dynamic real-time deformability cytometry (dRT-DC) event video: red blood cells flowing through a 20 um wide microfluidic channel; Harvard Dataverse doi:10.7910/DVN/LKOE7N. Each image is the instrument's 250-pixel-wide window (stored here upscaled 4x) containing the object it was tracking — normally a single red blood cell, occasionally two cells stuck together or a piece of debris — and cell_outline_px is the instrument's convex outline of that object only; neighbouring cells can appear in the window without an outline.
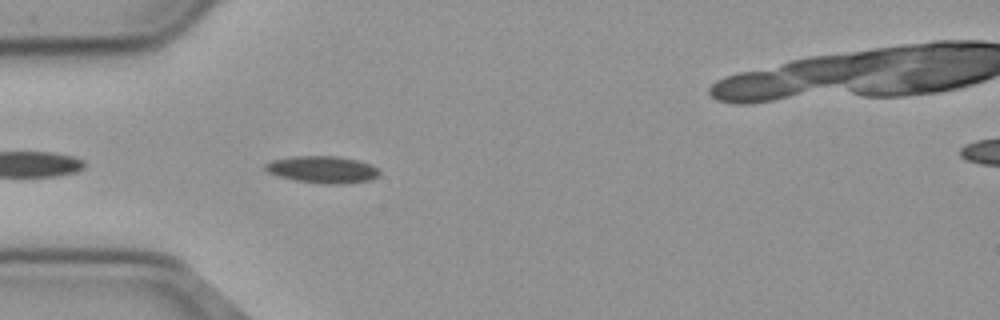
{"species": "common noctule bat (a hibernating species)", "species_latin": "Nyctalus noctula", "temperature_condition": "cold", "stored_images_in_passage": 38, "camera_frame_rate_fps": 3000, "um_per_image_px": 0.085, "animal": {"sex": "male", "body_mass_g": 23.1, "forearm_length_mm": 52.7}, "frame": {"image": 1, "passage_image": 3, "time_ms": 0.667, "image_size_px": [1000, 320], "cell_outline_px": [[380, 172], [376, 176], [368, 180], [340, 184], [328, 184], [296, 180], [276, 176], [268, 172], [264, 168], [264, 164], [272, 160], [292, 156], [340, 156], [372, 164]], "centroid_in_image_um": [27.37, 14.4], "position_along_channel_um": 57.6, "area_um2": 17.86}}
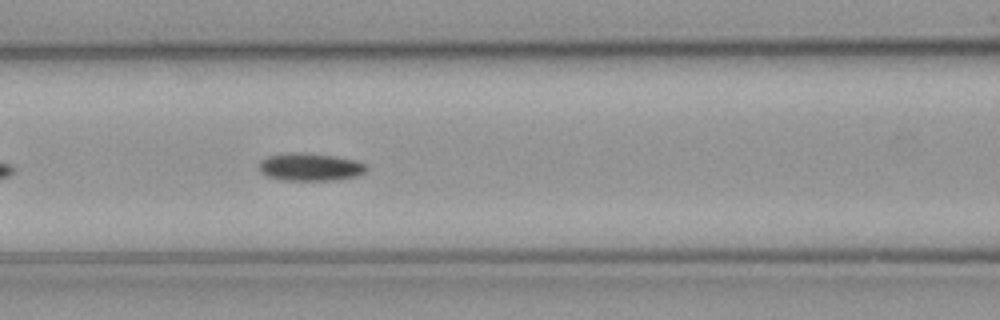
{"frame": {"image": 2, "passage_image": 10, "time_ms": 3.0, "image_size_px": [1000, 320], "cell_outline_px": [[368, 168], [364, 172], [356, 176], [336, 180], [280, 180], [268, 176], [260, 172], [260, 164], [268, 156], [288, 152], [304, 152], [332, 156], [356, 160], [364, 164]], "centroid_in_image_um": [26.37, 14.19], "position_along_channel_um": 140.2, "area_um2": 17.22}}
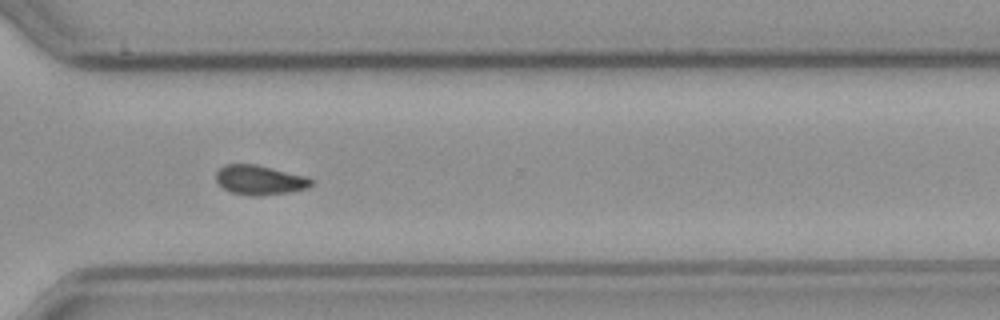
{"frame": {"image": 3, "passage_image": 27, "time_ms": 8.667, "image_size_px": [1000, 320], "cell_outline_px": [[312, 184], [308, 188], [288, 192], [260, 196], [252, 196], [232, 192], [224, 188], [216, 180], [216, 172], [224, 164], [256, 164], [308, 176], [312, 180]], "centroid_in_image_um": [22.09, 15.29], "position_along_channel_um": 348.5, "area_um2": 16.42}, "authors_computed_cell_mechanics": {"area_um2": 16.8487, "velocity_mm_per_s": 3.6819, "shape_relaxation_time_tau1_ms": 10.3705, "shape_relaxation_time_tau2_ms": null, "deformation_change_tau1": 0.1629, "deformation_change_tau2": null}}